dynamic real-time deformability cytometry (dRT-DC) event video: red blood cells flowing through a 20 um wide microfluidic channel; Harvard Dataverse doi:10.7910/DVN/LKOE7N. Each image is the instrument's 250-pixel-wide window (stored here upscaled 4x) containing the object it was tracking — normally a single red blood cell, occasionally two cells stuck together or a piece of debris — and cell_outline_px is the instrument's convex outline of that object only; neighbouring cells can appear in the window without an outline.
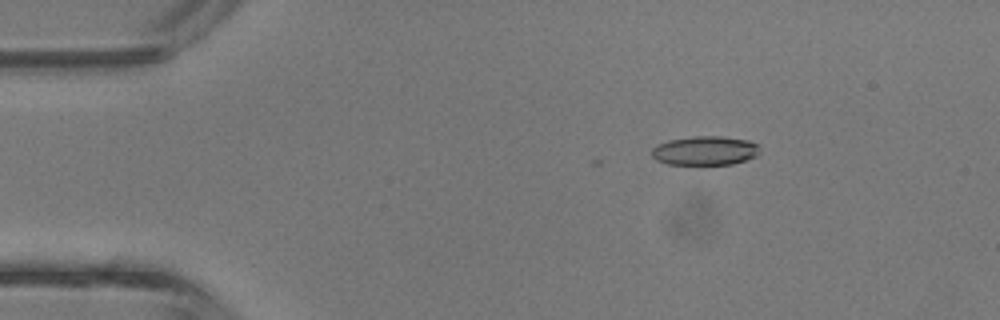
{"species": "common noctule bat (a hibernating species)", "species_latin": "Nyctalus noctula", "temperature_condition": "room temperature", "stored_images_in_passage": 33, "camera_frame_rate_fps": 3000, "um_per_image_px": 0.085, "animal": {"sex": "male", "body_mass_g": 13.3}, "frame": {"image": 1, "passage_image": 3, "time_ms": 0.667, "image_size_px": [1000, 320], "cell_outline_px": [[760, 152], [756, 156], [732, 164], [668, 164], [656, 160], [652, 156], [652, 148], [656, 144], [668, 140], [696, 136], [720, 136], [748, 140], [760, 144]], "centroid_in_image_um": [59.94, 12.79], "position_along_channel_um": 25.1, "area_um2": 18.38}}
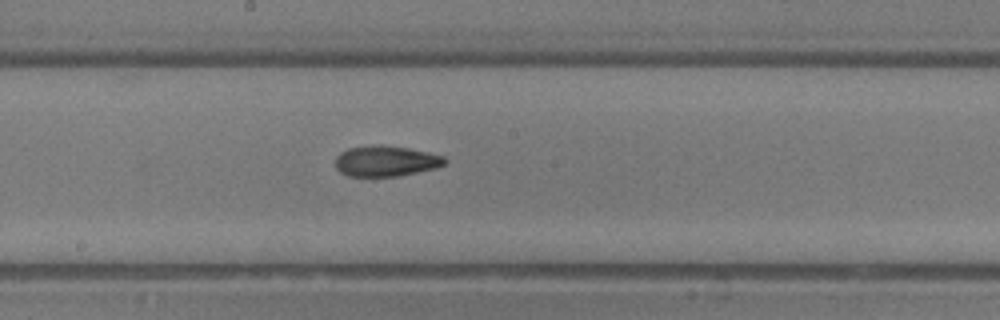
{"frame": {"image": 2, "passage_image": 19, "time_ms": 6.0, "image_size_px": [1000, 320], "cell_outline_px": [[448, 160], [444, 164], [436, 168], [400, 176], [348, 176], [340, 172], [336, 168], [336, 156], [340, 152], [348, 148], [380, 144], [408, 148], [428, 152], [444, 156]], "centroid_in_image_um": [32.8, 13.69], "position_along_channel_um": 215.4, "area_um2": 19.65}}
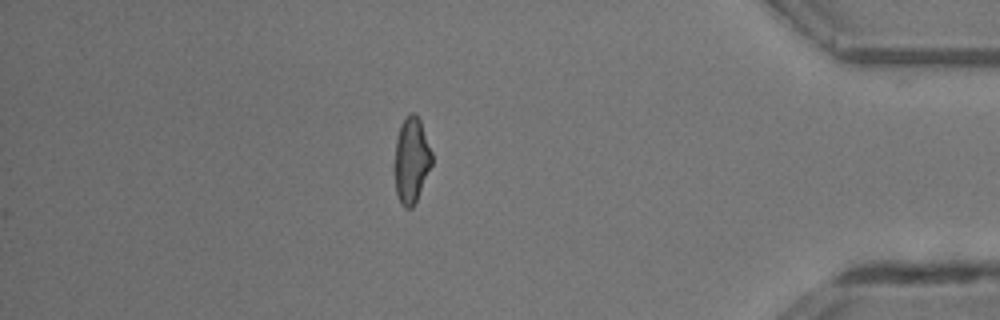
{"frame": {"image": 3, "passage_image": 33, "time_ms": 10.667, "image_size_px": [1000, 320], "cell_outline_px": [[432, 164], [416, 200], [412, 208], [404, 208], [396, 192], [392, 168], [392, 164], [396, 140], [400, 124], [408, 112], [412, 112], [420, 120], [432, 152]], "centroid_in_image_um": [34.92, 13.6], "position_along_channel_um": 400.3, "area_um2": 18.96}, "authors_computed_cell_mechanics": {"area_um2": 19.1896, "velocity_mm_per_s": 4.8479, "shape_relaxation_time_tau1_ms": null, "shape_relaxation_time_tau2_ms": 1.9987, "deformation_change_tau1": null, "deformation_change_tau2": 0.0937}}